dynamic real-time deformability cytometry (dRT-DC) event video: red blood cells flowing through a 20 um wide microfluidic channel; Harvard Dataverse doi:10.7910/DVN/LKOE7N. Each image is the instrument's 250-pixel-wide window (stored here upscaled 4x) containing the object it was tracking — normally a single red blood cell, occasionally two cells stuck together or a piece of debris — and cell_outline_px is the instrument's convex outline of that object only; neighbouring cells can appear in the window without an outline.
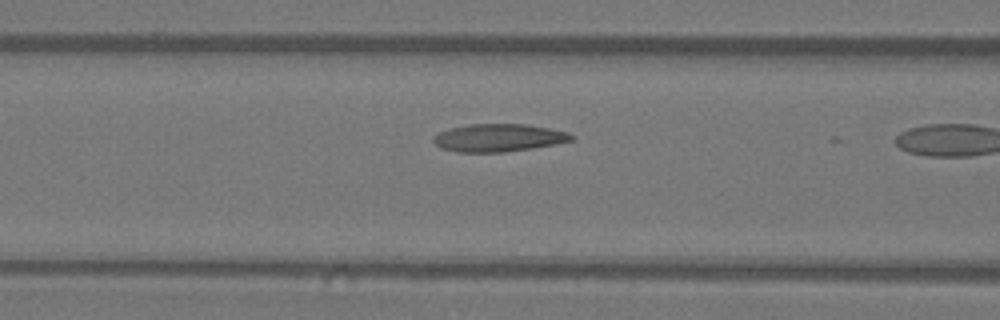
{"species": "Egyptian fruit bat (a non-hibernating species)", "species_latin": "Rousettus aegyptiacus", "temperature_condition": "warm", "stored_images_in_passage": 11, "camera_frame_rate_fps": 3000, "um_per_image_px": 0.085, "animal": {"sex": "female"}, "frame": {"image": 1, "passage_image": 10, "time_ms": 3.0, "image_size_px": [1000, 320], "cell_outline_px": [[576, 136], [572, 140], [532, 148], [504, 152], [456, 152], [440, 148], [432, 140], [432, 136], [448, 128], [468, 124], [524, 124], [548, 128], [568, 132]], "centroid_in_image_um": [42.33, 11.71], "position_along_channel_um": 124.3, "area_um2": 22.31}}